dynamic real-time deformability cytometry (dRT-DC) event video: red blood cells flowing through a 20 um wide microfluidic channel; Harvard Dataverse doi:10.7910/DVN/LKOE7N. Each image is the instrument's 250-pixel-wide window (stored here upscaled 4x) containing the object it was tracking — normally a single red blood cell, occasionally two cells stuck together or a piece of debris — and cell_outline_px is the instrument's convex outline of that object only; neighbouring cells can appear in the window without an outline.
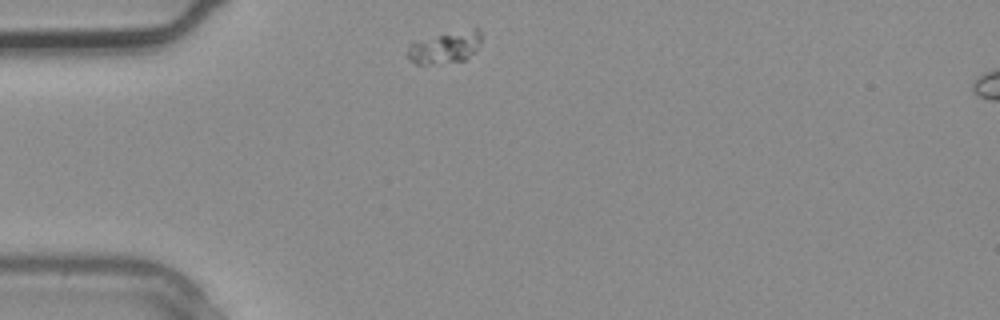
{"species": "common noctule bat (a hibernating species)", "species_latin": "Nyctalus noctula", "temperature_condition": "warm", "stored_images_in_passage": 2, "segment_of_instrument_passage": [1, 2], "camera_frame_rate_fps": 3000, "um_per_image_px": 0.085, "animal": {"sex": "male", "body_mass_g": 20.4}, "frame": {"image": 1, "passage_image": 1, "time_ms": 0.0, "image_size_px": [1000, 320], "cell_outline_px": [[480, 44], [476, 52], [464, 60], [428, 64], [416, 64], [408, 56], [408, 44], [436, 36], [476, 28], [480, 32]], "centroid_in_image_um": [37.86, 4.05], "position_along_channel_um": 47.1, "area_um2": 13.18}}